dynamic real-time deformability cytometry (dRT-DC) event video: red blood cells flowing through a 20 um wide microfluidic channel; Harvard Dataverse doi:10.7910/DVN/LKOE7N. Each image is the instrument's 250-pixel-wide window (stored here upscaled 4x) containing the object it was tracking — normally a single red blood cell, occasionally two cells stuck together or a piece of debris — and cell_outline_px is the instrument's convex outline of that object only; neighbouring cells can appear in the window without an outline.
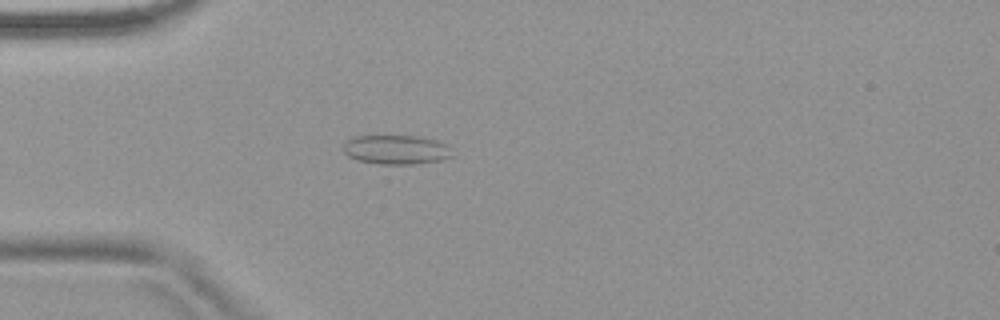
{"species": "common noctule bat (a hibernating species)", "species_latin": "Nyctalus noctula", "temperature_condition": "warm", "stored_images_in_passage": 4, "camera_frame_rate_fps": 3000, "um_per_image_px": 0.085, "animal": {"sex": "female", "body_mass_g": 18.4}, "frame": {"image": 1, "passage_image": 4, "time_ms": 3.667, "image_size_px": [1000, 320], "cell_outline_px": [[456, 156], [444, 160], [412, 164], [380, 164], [356, 160], [348, 156], [344, 152], [344, 140], [356, 136], [420, 136], [436, 140], [448, 144]], "centroid_in_image_um": [33.73, 12.72], "position_along_channel_um": 51.3, "area_um2": 18.96}}